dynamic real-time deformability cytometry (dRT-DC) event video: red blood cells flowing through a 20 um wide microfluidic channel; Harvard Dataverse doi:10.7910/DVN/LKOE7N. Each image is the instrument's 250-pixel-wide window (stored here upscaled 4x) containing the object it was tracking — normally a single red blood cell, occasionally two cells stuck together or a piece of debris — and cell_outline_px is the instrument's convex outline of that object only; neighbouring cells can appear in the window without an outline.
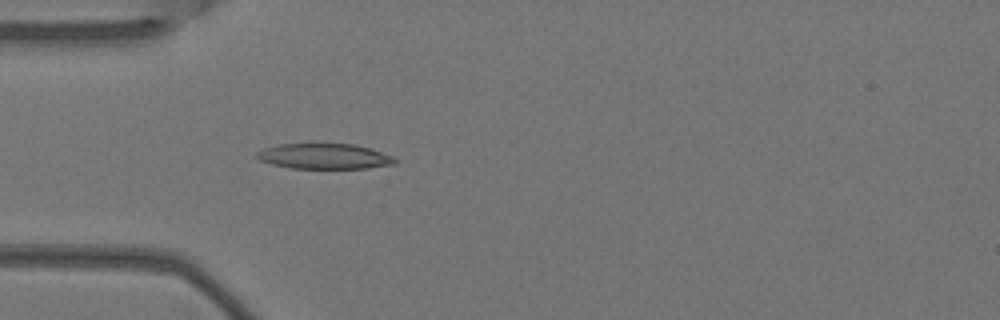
{"species": "Egyptian fruit bat (a non-hibernating species)", "species_latin": "Rousettus aegyptiacus", "temperature_condition": "warm", "stored_images_in_passage": 5, "camera_frame_rate_fps": 3000, "um_per_image_px": 0.085, "animal": {"sex": "female"}, "frame": {"image": 1, "passage_image": 5, "time_ms": 1.333, "image_size_px": [1000, 320], "cell_outline_px": [[396, 164], [368, 168], [292, 168], [272, 164], [256, 160], [252, 156], [256, 152], [264, 148], [280, 144], [352, 144], [372, 148], [392, 156], [396, 160]], "centroid_in_image_um": [27.52, 13.28], "position_along_channel_um": 57.5, "area_um2": 20.58}}